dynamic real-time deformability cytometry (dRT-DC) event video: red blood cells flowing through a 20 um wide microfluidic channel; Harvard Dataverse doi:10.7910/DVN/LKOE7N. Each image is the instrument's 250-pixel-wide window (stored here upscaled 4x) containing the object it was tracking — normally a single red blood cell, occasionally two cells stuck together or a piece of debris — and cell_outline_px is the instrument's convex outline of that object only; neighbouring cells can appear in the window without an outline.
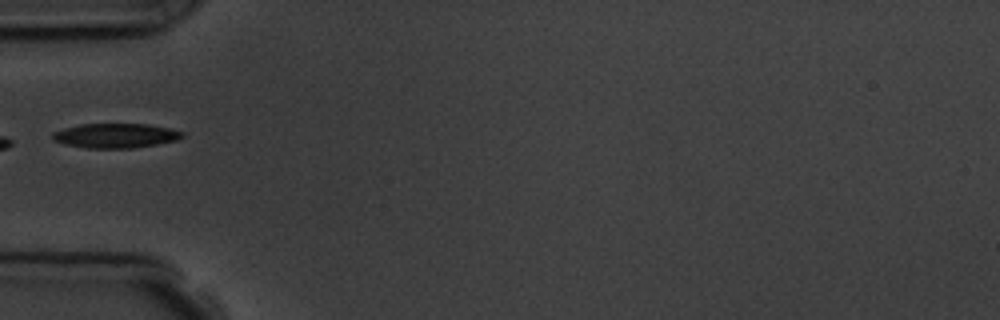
{"species": "common noctule bat (a hibernating species)", "species_latin": "Nyctalus noctula", "temperature_condition": "room temperature", "stored_images_in_passage": 5, "camera_frame_rate_fps": 3000, "um_per_image_px": 0.085, "animal": {"sex": "male", "body_mass_g": 19.5, "forearm_length_mm": 54.6}, "frame": {"image": 1, "passage_image": 5, "time_ms": 5.333, "image_size_px": [1000, 320], "cell_outline_px": [[184, 136], [176, 140], [156, 144], [132, 148], [88, 148], [64, 144], [52, 140], [52, 132], [64, 128], [80, 124], [148, 124], [172, 128], [184, 132]], "centroid_in_image_um": [9.82, 11.52], "position_along_channel_um": 75.2, "area_um2": 18.61}}